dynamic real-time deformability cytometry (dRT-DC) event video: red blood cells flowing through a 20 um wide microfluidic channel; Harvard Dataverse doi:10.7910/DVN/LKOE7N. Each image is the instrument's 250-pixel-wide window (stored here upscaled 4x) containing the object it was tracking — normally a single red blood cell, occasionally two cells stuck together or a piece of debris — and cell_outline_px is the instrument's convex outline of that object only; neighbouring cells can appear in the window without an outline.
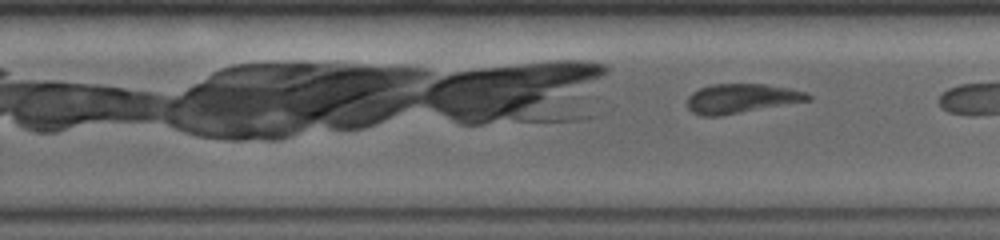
{"species": "common noctule bat (a hibernating species)", "species_latin": "Nyctalus noctula", "temperature_condition": "warm", "stored_images_in_passage": 34, "camera_frame_rate_fps": 5000, "um_per_image_px": 0.085, "animal": {"sex": "female", "body_mass_g": 19.0, "forearm_length_mm": 56.7}, "frame": {"image": 1, "passage_image": 25, "time_ms": 5.4, "image_size_px": [1000, 240], "cell_outline_px": [[812, 100], [720, 116], [700, 116], [692, 112], [688, 108], [688, 96], [692, 92], [700, 88], [712, 84], [764, 84], [788, 88], [808, 92], [812, 96]], "centroid_in_image_um": [63.03, 8.37], "position_along_channel_um": 266.8, "area_um2": 20.75}}